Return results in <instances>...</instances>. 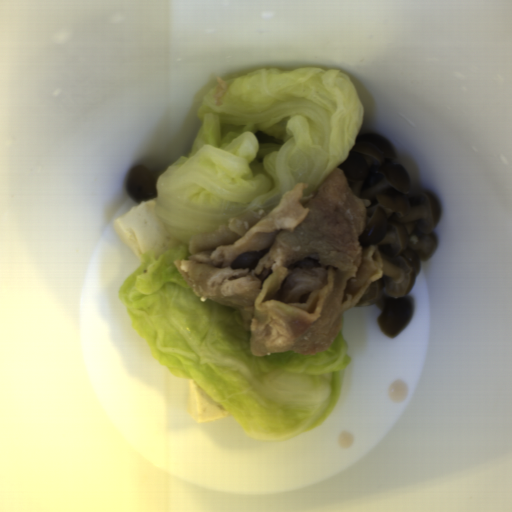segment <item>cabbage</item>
I'll use <instances>...</instances> for the list:
<instances>
[{
	"instance_id": "obj_1",
	"label": "cabbage",
	"mask_w": 512,
	"mask_h": 512,
	"mask_svg": "<svg viewBox=\"0 0 512 512\" xmlns=\"http://www.w3.org/2000/svg\"><path fill=\"white\" fill-rule=\"evenodd\" d=\"M188 157L158 176L156 213L180 247L156 259L146 252L121 285L119 300L152 357L197 385L235 418L246 437L302 436L337 406L352 359L341 329L331 346L308 355L254 356L241 314L202 301L175 263L190 260V239L253 209L272 212L285 192L307 183L318 193L344 163L364 108L338 68H262L216 77L197 110Z\"/></svg>"
}]
</instances>
